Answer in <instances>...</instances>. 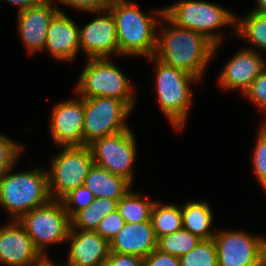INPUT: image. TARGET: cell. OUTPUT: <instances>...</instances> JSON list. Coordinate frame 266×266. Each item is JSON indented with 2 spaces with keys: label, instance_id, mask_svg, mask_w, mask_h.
I'll return each instance as SVG.
<instances>
[{
  "label": "cell",
  "instance_id": "13",
  "mask_svg": "<svg viewBox=\"0 0 266 266\" xmlns=\"http://www.w3.org/2000/svg\"><path fill=\"white\" fill-rule=\"evenodd\" d=\"M57 103L50 120L51 137L59 146H84V98Z\"/></svg>",
  "mask_w": 266,
  "mask_h": 266
},
{
  "label": "cell",
  "instance_id": "29",
  "mask_svg": "<svg viewBox=\"0 0 266 266\" xmlns=\"http://www.w3.org/2000/svg\"><path fill=\"white\" fill-rule=\"evenodd\" d=\"M252 153V167L256 179L266 192V134L260 129Z\"/></svg>",
  "mask_w": 266,
  "mask_h": 266
},
{
  "label": "cell",
  "instance_id": "21",
  "mask_svg": "<svg viewBox=\"0 0 266 266\" xmlns=\"http://www.w3.org/2000/svg\"><path fill=\"white\" fill-rule=\"evenodd\" d=\"M183 228L202 240L213 239L216 232L210 230L213 215L210 205L203 201H189L181 205Z\"/></svg>",
  "mask_w": 266,
  "mask_h": 266
},
{
  "label": "cell",
  "instance_id": "26",
  "mask_svg": "<svg viewBox=\"0 0 266 266\" xmlns=\"http://www.w3.org/2000/svg\"><path fill=\"white\" fill-rule=\"evenodd\" d=\"M201 240L185 228H181L174 233L159 237L157 249L180 258L195 248Z\"/></svg>",
  "mask_w": 266,
  "mask_h": 266
},
{
  "label": "cell",
  "instance_id": "12",
  "mask_svg": "<svg viewBox=\"0 0 266 266\" xmlns=\"http://www.w3.org/2000/svg\"><path fill=\"white\" fill-rule=\"evenodd\" d=\"M219 266H259L260 236L244 231H216Z\"/></svg>",
  "mask_w": 266,
  "mask_h": 266
},
{
  "label": "cell",
  "instance_id": "23",
  "mask_svg": "<svg viewBox=\"0 0 266 266\" xmlns=\"http://www.w3.org/2000/svg\"><path fill=\"white\" fill-rule=\"evenodd\" d=\"M233 32L236 37L245 39L255 46V51L257 48V52L259 49L266 51V14L250 11L241 20L236 18Z\"/></svg>",
  "mask_w": 266,
  "mask_h": 266
},
{
  "label": "cell",
  "instance_id": "9",
  "mask_svg": "<svg viewBox=\"0 0 266 266\" xmlns=\"http://www.w3.org/2000/svg\"><path fill=\"white\" fill-rule=\"evenodd\" d=\"M132 110L122 101L112 97L84 98V146L96 139L125 131Z\"/></svg>",
  "mask_w": 266,
  "mask_h": 266
},
{
  "label": "cell",
  "instance_id": "6",
  "mask_svg": "<svg viewBox=\"0 0 266 266\" xmlns=\"http://www.w3.org/2000/svg\"><path fill=\"white\" fill-rule=\"evenodd\" d=\"M164 9V15L179 27L202 33L219 47L222 34L216 29L235 26L236 16L218 4L203 0H180Z\"/></svg>",
  "mask_w": 266,
  "mask_h": 266
},
{
  "label": "cell",
  "instance_id": "31",
  "mask_svg": "<svg viewBox=\"0 0 266 266\" xmlns=\"http://www.w3.org/2000/svg\"><path fill=\"white\" fill-rule=\"evenodd\" d=\"M243 95L266 114V67Z\"/></svg>",
  "mask_w": 266,
  "mask_h": 266
},
{
  "label": "cell",
  "instance_id": "19",
  "mask_svg": "<svg viewBox=\"0 0 266 266\" xmlns=\"http://www.w3.org/2000/svg\"><path fill=\"white\" fill-rule=\"evenodd\" d=\"M110 252L145 258L157 248L151 221L125 223L109 242Z\"/></svg>",
  "mask_w": 266,
  "mask_h": 266
},
{
  "label": "cell",
  "instance_id": "34",
  "mask_svg": "<svg viewBox=\"0 0 266 266\" xmlns=\"http://www.w3.org/2000/svg\"><path fill=\"white\" fill-rule=\"evenodd\" d=\"M144 266H180V258L161 252L157 248L143 258Z\"/></svg>",
  "mask_w": 266,
  "mask_h": 266
},
{
  "label": "cell",
  "instance_id": "28",
  "mask_svg": "<svg viewBox=\"0 0 266 266\" xmlns=\"http://www.w3.org/2000/svg\"><path fill=\"white\" fill-rule=\"evenodd\" d=\"M94 199L95 197L93 193L82 185L71 190L61 199V201L71 219L78 211L90 205Z\"/></svg>",
  "mask_w": 266,
  "mask_h": 266
},
{
  "label": "cell",
  "instance_id": "14",
  "mask_svg": "<svg viewBox=\"0 0 266 266\" xmlns=\"http://www.w3.org/2000/svg\"><path fill=\"white\" fill-rule=\"evenodd\" d=\"M265 67L266 60L260 52L250 48L242 49L225 64L218 83L224 90L240 89L244 94Z\"/></svg>",
  "mask_w": 266,
  "mask_h": 266
},
{
  "label": "cell",
  "instance_id": "32",
  "mask_svg": "<svg viewBox=\"0 0 266 266\" xmlns=\"http://www.w3.org/2000/svg\"><path fill=\"white\" fill-rule=\"evenodd\" d=\"M125 225V220L116 210L105 216L96 228L97 234L102 238L106 239L108 242L112 240L113 237L123 228Z\"/></svg>",
  "mask_w": 266,
  "mask_h": 266
},
{
  "label": "cell",
  "instance_id": "33",
  "mask_svg": "<svg viewBox=\"0 0 266 266\" xmlns=\"http://www.w3.org/2000/svg\"><path fill=\"white\" fill-rule=\"evenodd\" d=\"M80 11L97 12L108 9L112 0H55Z\"/></svg>",
  "mask_w": 266,
  "mask_h": 266
},
{
  "label": "cell",
  "instance_id": "3",
  "mask_svg": "<svg viewBox=\"0 0 266 266\" xmlns=\"http://www.w3.org/2000/svg\"><path fill=\"white\" fill-rule=\"evenodd\" d=\"M10 168L0 178V206L19 220L27 212L47 204L50 200L47 170H32L11 173Z\"/></svg>",
  "mask_w": 266,
  "mask_h": 266
},
{
  "label": "cell",
  "instance_id": "2",
  "mask_svg": "<svg viewBox=\"0 0 266 266\" xmlns=\"http://www.w3.org/2000/svg\"><path fill=\"white\" fill-rule=\"evenodd\" d=\"M108 9L116 21L119 56H154L156 32L164 9L152 10L154 16L158 15L153 17L141 12L137 4L129 0H112Z\"/></svg>",
  "mask_w": 266,
  "mask_h": 266
},
{
  "label": "cell",
  "instance_id": "16",
  "mask_svg": "<svg viewBox=\"0 0 266 266\" xmlns=\"http://www.w3.org/2000/svg\"><path fill=\"white\" fill-rule=\"evenodd\" d=\"M54 0L17 13L19 35L28 53L44 50L47 30L52 18L60 11Z\"/></svg>",
  "mask_w": 266,
  "mask_h": 266
},
{
  "label": "cell",
  "instance_id": "1",
  "mask_svg": "<svg viewBox=\"0 0 266 266\" xmlns=\"http://www.w3.org/2000/svg\"><path fill=\"white\" fill-rule=\"evenodd\" d=\"M160 19L168 26L160 24L154 57L201 80L218 48L202 33L179 27L164 14Z\"/></svg>",
  "mask_w": 266,
  "mask_h": 266
},
{
  "label": "cell",
  "instance_id": "24",
  "mask_svg": "<svg viewBox=\"0 0 266 266\" xmlns=\"http://www.w3.org/2000/svg\"><path fill=\"white\" fill-rule=\"evenodd\" d=\"M151 223L156 239L183 228L181 205L160 204L155 201L151 212Z\"/></svg>",
  "mask_w": 266,
  "mask_h": 266
},
{
  "label": "cell",
  "instance_id": "27",
  "mask_svg": "<svg viewBox=\"0 0 266 266\" xmlns=\"http://www.w3.org/2000/svg\"><path fill=\"white\" fill-rule=\"evenodd\" d=\"M180 266H219L214 240H201L195 248L180 257Z\"/></svg>",
  "mask_w": 266,
  "mask_h": 266
},
{
  "label": "cell",
  "instance_id": "36",
  "mask_svg": "<svg viewBox=\"0 0 266 266\" xmlns=\"http://www.w3.org/2000/svg\"><path fill=\"white\" fill-rule=\"evenodd\" d=\"M6 2H9L10 4L17 5L18 12L40 6L45 4L49 0H5Z\"/></svg>",
  "mask_w": 266,
  "mask_h": 266
},
{
  "label": "cell",
  "instance_id": "8",
  "mask_svg": "<svg viewBox=\"0 0 266 266\" xmlns=\"http://www.w3.org/2000/svg\"><path fill=\"white\" fill-rule=\"evenodd\" d=\"M41 255H47L49 245L67 242L71 221L61 200H50L19 220Z\"/></svg>",
  "mask_w": 266,
  "mask_h": 266
},
{
  "label": "cell",
  "instance_id": "18",
  "mask_svg": "<svg viewBox=\"0 0 266 266\" xmlns=\"http://www.w3.org/2000/svg\"><path fill=\"white\" fill-rule=\"evenodd\" d=\"M47 50L53 58L75 60L80 50L79 28L63 11H59L51 20L47 30V38L44 50Z\"/></svg>",
  "mask_w": 266,
  "mask_h": 266
},
{
  "label": "cell",
  "instance_id": "39",
  "mask_svg": "<svg viewBox=\"0 0 266 266\" xmlns=\"http://www.w3.org/2000/svg\"><path fill=\"white\" fill-rule=\"evenodd\" d=\"M257 4L255 6V9L252 10L259 14H266V0H256Z\"/></svg>",
  "mask_w": 266,
  "mask_h": 266
},
{
  "label": "cell",
  "instance_id": "30",
  "mask_svg": "<svg viewBox=\"0 0 266 266\" xmlns=\"http://www.w3.org/2000/svg\"><path fill=\"white\" fill-rule=\"evenodd\" d=\"M24 149L16 141L0 134V178L13 166Z\"/></svg>",
  "mask_w": 266,
  "mask_h": 266
},
{
  "label": "cell",
  "instance_id": "40",
  "mask_svg": "<svg viewBox=\"0 0 266 266\" xmlns=\"http://www.w3.org/2000/svg\"><path fill=\"white\" fill-rule=\"evenodd\" d=\"M265 134H266V123H262V125L259 127Z\"/></svg>",
  "mask_w": 266,
  "mask_h": 266
},
{
  "label": "cell",
  "instance_id": "17",
  "mask_svg": "<svg viewBox=\"0 0 266 266\" xmlns=\"http://www.w3.org/2000/svg\"><path fill=\"white\" fill-rule=\"evenodd\" d=\"M66 241L70 244L65 266H105L109 242L96 231L70 229Z\"/></svg>",
  "mask_w": 266,
  "mask_h": 266
},
{
  "label": "cell",
  "instance_id": "15",
  "mask_svg": "<svg viewBox=\"0 0 266 266\" xmlns=\"http://www.w3.org/2000/svg\"><path fill=\"white\" fill-rule=\"evenodd\" d=\"M41 253L18 220L0 226V263L6 266H30Z\"/></svg>",
  "mask_w": 266,
  "mask_h": 266
},
{
  "label": "cell",
  "instance_id": "35",
  "mask_svg": "<svg viewBox=\"0 0 266 266\" xmlns=\"http://www.w3.org/2000/svg\"><path fill=\"white\" fill-rule=\"evenodd\" d=\"M105 266H144V260L134 255L109 252Z\"/></svg>",
  "mask_w": 266,
  "mask_h": 266
},
{
  "label": "cell",
  "instance_id": "7",
  "mask_svg": "<svg viewBox=\"0 0 266 266\" xmlns=\"http://www.w3.org/2000/svg\"><path fill=\"white\" fill-rule=\"evenodd\" d=\"M51 159L48 174L49 194L52 200H61L71 190L84 184L94 165L88 146L62 147Z\"/></svg>",
  "mask_w": 266,
  "mask_h": 266
},
{
  "label": "cell",
  "instance_id": "11",
  "mask_svg": "<svg viewBox=\"0 0 266 266\" xmlns=\"http://www.w3.org/2000/svg\"><path fill=\"white\" fill-rule=\"evenodd\" d=\"M91 13L98 17L79 27L80 51L82 49L88 59L110 58L114 53L119 56L117 27L112 12L105 9Z\"/></svg>",
  "mask_w": 266,
  "mask_h": 266
},
{
  "label": "cell",
  "instance_id": "22",
  "mask_svg": "<svg viewBox=\"0 0 266 266\" xmlns=\"http://www.w3.org/2000/svg\"><path fill=\"white\" fill-rule=\"evenodd\" d=\"M118 201L110 198H95L86 208L78 211L71 219L70 229L95 231L100 221L117 210Z\"/></svg>",
  "mask_w": 266,
  "mask_h": 266
},
{
  "label": "cell",
  "instance_id": "37",
  "mask_svg": "<svg viewBox=\"0 0 266 266\" xmlns=\"http://www.w3.org/2000/svg\"><path fill=\"white\" fill-rule=\"evenodd\" d=\"M62 266L61 264H57L53 262L47 255H41L37 260L32 262L30 266ZM65 266V265H63Z\"/></svg>",
  "mask_w": 266,
  "mask_h": 266
},
{
  "label": "cell",
  "instance_id": "5",
  "mask_svg": "<svg viewBox=\"0 0 266 266\" xmlns=\"http://www.w3.org/2000/svg\"><path fill=\"white\" fill-rule=\"evenodd\" d=\"M75 86L82 98L112 97L135 107L133 84L109 58H89Z\"/></svg>",
  "mask_w": 266,
  "mask_h": 266
},
{
  "label": "cell",
  "instance_id": "25",
  "mask_svg": "<svg viewBox=\"0 0 266 266\" xmlns=\"http://www.w3.org/2000/svg\"><path fill=\"white\" fill-rule=\"evenodd\" d=\"M155 201L143 199L139 193L128 191L118 200L117 211L125 223L151 221V212Z\"/></svg>",
  "mask_w": 266,
  "mask_h": 266
},
{
  "label": "cell",
  "instance_id": "10",
  "mask_svg": "<svg viewBox=\"0 0 266 266\" xmlns=\"http://www.w3.org/2000/svg\"><path fill=\"white\" fill-rule=\"evenodd\" d=\"M134 133L129 128L113 135L96 139L88 147L91 150L94 164L133 182L134 162L137 145Z\"/></svg>",
  "mask_w": 266,
  "mask_h": 266
},
{
  "label": "cell",
  "instance_id": "20",
  "mask_svg": "<svg viewBox=\"0 0 266 266\" xmlns=\"http://www.w3.org/2000/svg\"><path fill=\"white\" fill-rule=\"evenodd\" d=\"M83 185L93 193L95 198H110L118 201L130 190L132 184L123 177L94 164Z\"/></svg>",
  "mask_w": 266,
  "mask_h": 266
},
{
  "label": "cell",
  "instance_id": "4",
  "mask_svg": "<svg viewBox=\"0 0 266 266\" xmlns=\"http://www.w3.org/2000/svg\"><path fill=\"white\" fill-rule=\"evenodd\" d=\"M148 61L149 63L153 61L156 63L155 91L160 110L172 127L181 131L185 128L193 99L190 85L200 80L180 69L163 63L154 56L149 57Z\"/></svg>",
  "mask_w": 266,
  "mask_h": 266
},
{
  "label": "cell",
  "instance_id": "38",
  "mask_svg": "<svg viewBox=\"0 0 266 266\" xmlns=\"http://www.w3.org/2000/svg\"><path fill=\"white\" fill-rule=\"evenodd\" d=\"M259 266H266V237L260 236Z\"/></svg>",
  "mask_w": 266,
  "mask_h": 266
}]
</instances>
